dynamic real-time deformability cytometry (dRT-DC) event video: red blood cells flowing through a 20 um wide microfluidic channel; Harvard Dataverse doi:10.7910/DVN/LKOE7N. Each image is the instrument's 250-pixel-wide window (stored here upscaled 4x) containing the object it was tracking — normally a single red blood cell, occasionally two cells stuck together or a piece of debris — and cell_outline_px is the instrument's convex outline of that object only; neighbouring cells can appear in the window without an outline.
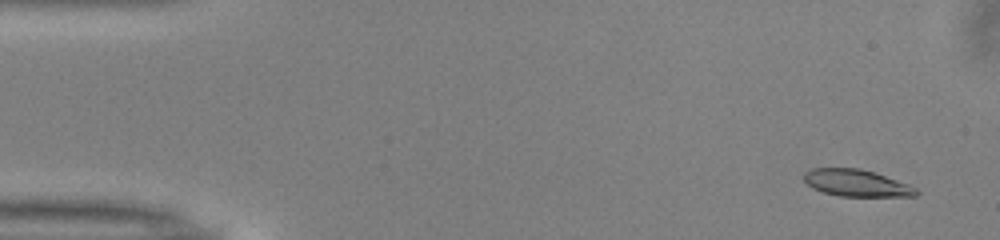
{"species": "common noctule bat (a hibernating species)", "species_latin": "Nyctalus noctula", "temperature_condition": "warm", "stored_images_in_passage": 51, "camera_frame_rate_fps": 3000, "um_per_image_px": 0.085, "animal": {"sex": "male", "body_mass_g": 13.0, "forearm_length_mm": 53.1}, "frame": {"image": 1, "passage_image": 3, "time_ms": 0.667, "image_size_px": [1000, 240], "cell_outline_px": [[920, 192], [916, 196], [840, 196], [824, 192], [812, 188], [804, 180], [804, 172], [812, 168], [860, 168], [908, 184], [916, 188]], "centroid_in_image_um": [72.78, 15.56], "position_along_channel_um": 12.2, "area_um2": 17.4}}
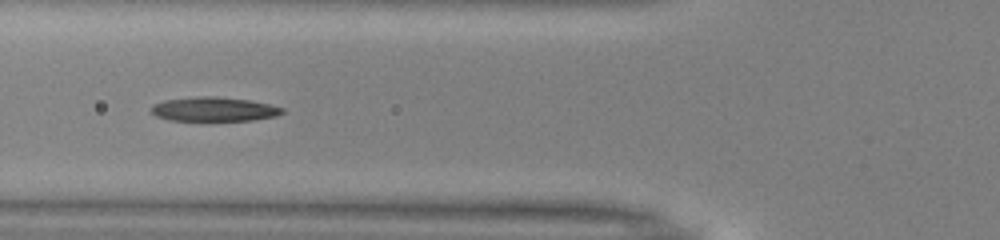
{"frame": {"image": 2, "passage_image": 19, "time_ms": 6.0, "image_size_px": [1000, 240], "cell_outline_px": [[284, 112], [276, 116], [252, 120], [168, 120], [156, 116], [152, 112], [152, 104], [164, 100], [196, 96], [216, 96], [248, 100], [268, 104], [284, 108]], "centroid_in_image_um": [18.17, 9.27], "position_along_channel_um": 107.6, "area_um2": 18.38}}
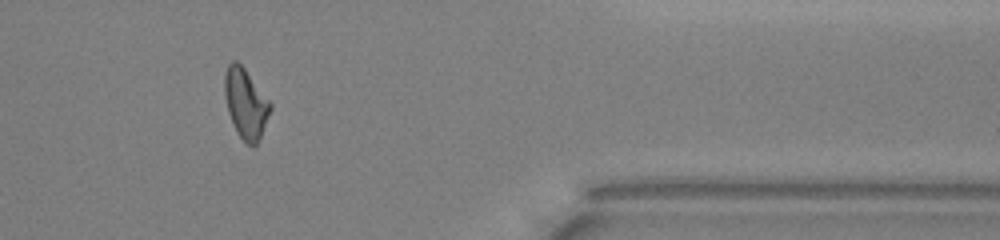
{"frame": {"image": 3, "passage_image": 42, "time_ms": 13.667, "image_size_px": [1000, 240], "cell_outline_px": [[272, 108], [260, 136], [256, 144], [252, 148], [236, 132], [232, 124], [228, 112], [224, 96], [224, 76], [228, 64], [232, 60], [236, 60], [244, 68], [272, 104]], "centroid_in_image_um": [20.86, 8.79], "position_along_channel_um": 390.5, "area_um2": 18.5}, "authors_computed_cell_mechanics": {"area_um2": 18.6116, "velocity_mm_per_s": 4.0423, "shape_relaxation_time_tau1_ms": 8.3713, "shape_relaxation_time_tau2_ms": null, "deformation_change_tau1": 0.2268, "deformation_change_tau2": null}}